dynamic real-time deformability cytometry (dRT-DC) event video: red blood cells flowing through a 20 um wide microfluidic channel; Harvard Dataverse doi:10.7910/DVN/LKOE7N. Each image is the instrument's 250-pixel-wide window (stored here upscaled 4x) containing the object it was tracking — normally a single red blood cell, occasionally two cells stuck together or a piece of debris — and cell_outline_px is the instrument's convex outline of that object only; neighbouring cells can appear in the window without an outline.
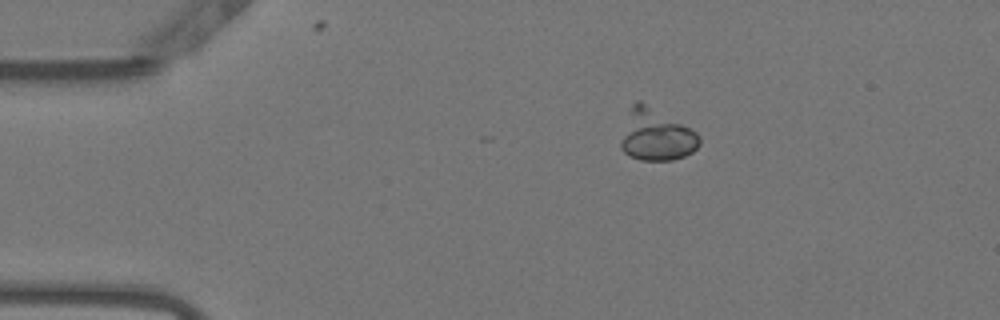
{"species": "Egyptian fruit bat (a non-hibernating species)", "species_latin": "Rousettus aegyptiacus", "temperature_condition": "warm", "stored_images_in_passage": 23, "camera_frame_rate_fps": 3000, "um_per_image_px": 0.085, "animal": {"sex": "female"}, "frame": {"image": 1, "passage_image": 1, "time_ms": 0.0, "image_size_px": [1000, 320], "cell_outline_px": [[700, 144], [692, 152], [684, 156], [672, 160], [640, 160], [628, 156], [620, 148], [620, 140], [632, 104], [636, 100], [640, 100], [692, 128], [700, 136]], "centroid_in_image_um": [55.77, 11.48], "position_along_channel_um": 29.2, "area_um2": 23.76}}
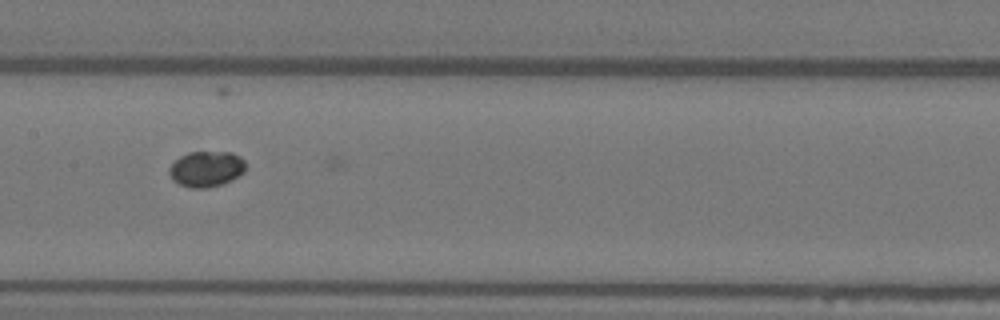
{"frame": {"image": 2, "passage_image": 18, "time_ms": 5.667, "image_size_px": [1000, 320], "cell_outline_px": [[244, 172], [232, 180], [208, 188], [188, 188], [172, 180], [168, 172], [168, 168], [180, 156], [188, 152], [232, 152], [240, 156], [244, 160]], "centroid_in_image_um": [17.51, 14.36], "position_along_channel_um": 189.9, "area_um2": 15.95}}
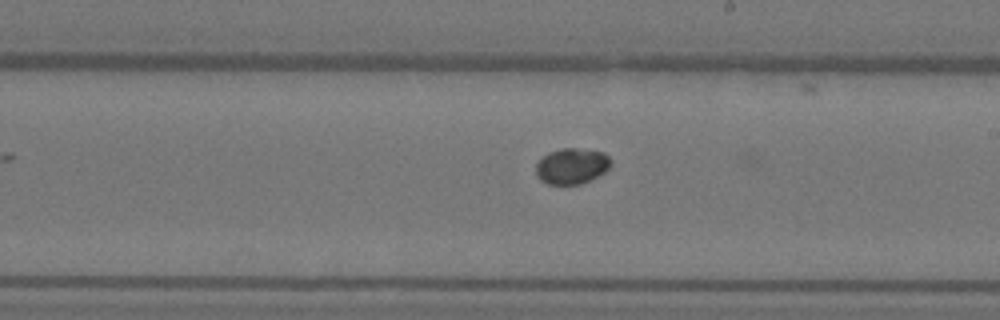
{"frame": {"image": 3, "passage_image": 22, "time_ms": 7.0, "image_size_px": [1000, 320], "cell_outline_px": [[612, 164], [604, 172], [580, 184], [548, 184], [540, 180], [536, 176], [536, 164], [548, 152], [560, 148], [576, 148], [604, 152], [612, 160]], "centroid_in_image_um": [48.59, 14.1], "position_along_channel_um": 240.4, "area_um2": 15.61}}